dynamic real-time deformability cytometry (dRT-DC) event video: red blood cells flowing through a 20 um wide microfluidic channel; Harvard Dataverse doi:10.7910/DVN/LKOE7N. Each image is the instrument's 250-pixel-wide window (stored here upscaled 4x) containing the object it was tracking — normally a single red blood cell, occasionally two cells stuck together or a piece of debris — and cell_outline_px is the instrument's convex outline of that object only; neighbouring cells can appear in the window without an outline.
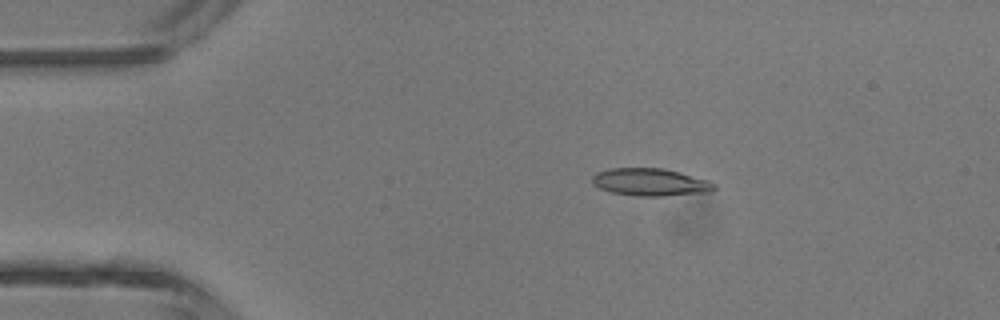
{"species": "common noctule bat (a hibernating species)", "species_latin": "Nyctalus noctula", "temperature_condition": "room temperature", "stored_images_in_passage": 2, "camera_frame_rate_fps": 3000, "um_per_image_px": 0.085, "animal": {"sex": "male", "body_mass_g": 13.3}, "frame": {"image": 1, "passage_image": 1, "time_ms": 0.0, "image_size_px": [1000, 320], "cell_outline_px": [[716, 188], [712, 192], [664, 196], [636, 196], [612, 192], [600, 188], [592, 184], [592, 176], [596, 172], [608, 168], [664, 168], [680, 172], [708, 180], [716, 184]], "centroid_in_image_um": [55.29, 15.48], "position_along_channel_um": 29.7, "area_um2": 19.77}}